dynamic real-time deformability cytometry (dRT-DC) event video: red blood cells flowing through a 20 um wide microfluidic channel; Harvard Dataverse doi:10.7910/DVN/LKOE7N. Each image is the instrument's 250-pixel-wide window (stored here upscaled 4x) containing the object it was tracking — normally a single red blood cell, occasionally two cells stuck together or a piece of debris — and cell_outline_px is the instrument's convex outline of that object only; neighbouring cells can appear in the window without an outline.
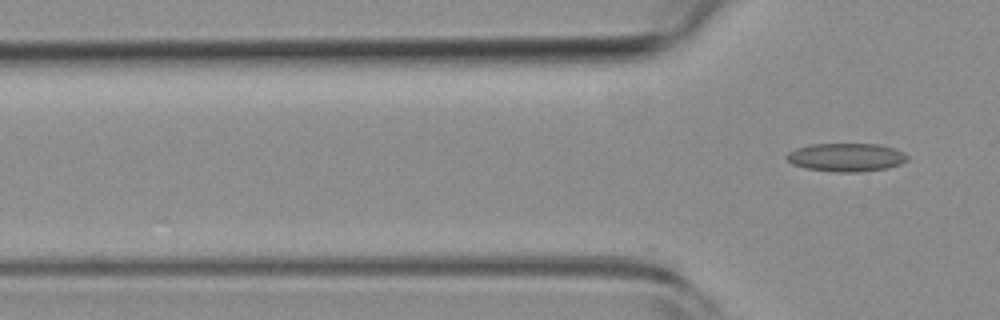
{"species": "common noctule bat (a hibernating species)", "species_latin": "Nyctalus noctula", "temperature_condition": "room temperature", "stored_images_in_passage": 3, "camera_frame_rate_fps": 3000, "um_per_image_px": 0.085, "animal": {"sex": "female", "body_mass_g": 19.3, "forearm_length_mm": 54.1}, "frame": {"image": 1, "passage_image": 3, "time_ms": 0.667, "image_size_px": [1000, 320], "cell_outline_px": [[908, 160], [900, 164], [888, 168], [860, 172], [836, 172], [804, 168], [792, 164], [784, 156], [788, 152], [796, 148], [808, 144], [876, 144], [896, 148], [904, 152], [908, 156]], "centroid_in_image_um": [71.93, 13.37], "position_along_channel_um": 53.9, "area_um2": 20.17}}